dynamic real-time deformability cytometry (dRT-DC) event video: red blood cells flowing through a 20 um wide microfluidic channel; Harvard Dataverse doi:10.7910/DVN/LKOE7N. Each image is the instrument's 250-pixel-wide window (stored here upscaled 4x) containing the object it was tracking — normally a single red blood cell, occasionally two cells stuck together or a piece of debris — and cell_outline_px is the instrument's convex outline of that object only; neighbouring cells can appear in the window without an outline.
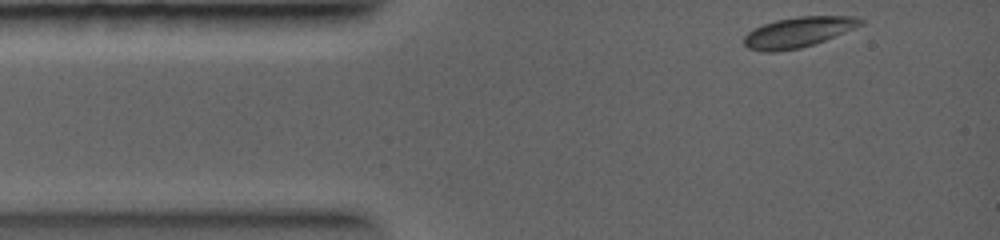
{"species": "common noctule bat (a hibernating species)", "species_latin": "Nyctalus noctula", "temperature_condition": "warm", "stored_images_in_passage": 17, "camera_frame_rate_fps": 5000, "um_per_image_px": 0.085, "animal": {"sex": "female", "body_mass_g": 19.0, "forearm_length_mm": 56.7}, "frame": {"image": 1, "passage_image": 1, "time_ms": 0.0, "image_size_px": [1000, 240], "cell_outline_px": [[864, 24], [824, 40], [800, 48], [776, 52], [764, 52], [748, 48], [744, 44], [744, 36], [748, 32], [764, 24], [776, 20], [796, 16], [856, 16], [864, 20]], "centroid_in_image_um": [67.85, 2.73], "position_along_channel_um": 17.2, "area_um2": 20.46}}
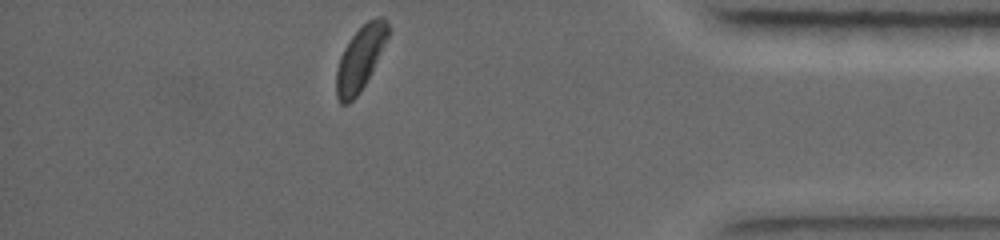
{"frame": {"image": 2, "passage_image": 17, "time_ms": 9.2, "image_size_px": [1000, 240], "cell_outline_px": [[388, 36], [360, 92], [348, 104], [340, 104], [336, 96], [336, 72], [340, 56], [344, 48], [352, 36], [368, 20], [376, 16], [384, 16], [388, 24]], "centroid_in_image_um": [30.59, 4.96], "position_along_channel_um": 404.6, "area_um2": 18.79}}